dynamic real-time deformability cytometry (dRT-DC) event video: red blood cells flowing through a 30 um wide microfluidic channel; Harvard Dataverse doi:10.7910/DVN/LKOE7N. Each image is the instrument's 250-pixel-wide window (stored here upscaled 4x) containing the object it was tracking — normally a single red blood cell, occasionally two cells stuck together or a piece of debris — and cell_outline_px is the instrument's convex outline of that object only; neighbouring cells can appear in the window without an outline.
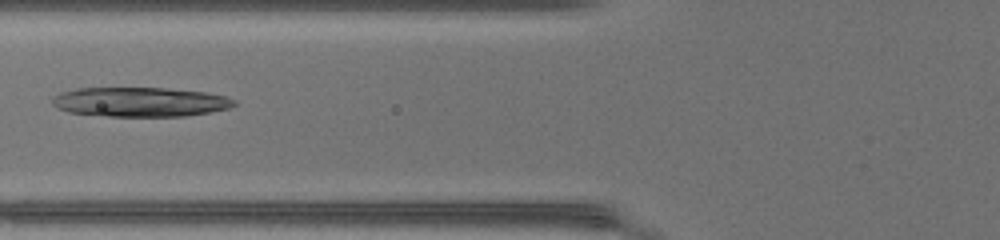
{"species": "common noctule bat (a hibernating species)", "species_latin": "Nyctalus noctula", "temperature_condition": "warm", "stored_images_in_passage": 48, "camera_frame_rate_fps": 3000, "um_per_image_px": 0.085, "animal": {"sex": "female", "body_mass_g": 17.0, "forearm_length_mm": 48.0}, "frame": {"image": 1, "passage_image": 20, "time_ms": 6.333, "image_size_px": [1000, 240], "cell_outline_px": [[236, 104], [228, 108], [208, 112], [184, 116], [108, 116], [68, 112], [56, 108], [52, 104], [52, 96], [60, 92], [76, 88], [164, 88], [204, 92], [224, 96], [236, 100]], "centroid_in_image_um": [11.84, 8.66], "position_along_channel_um": 114.0, "area_um2": 31.15}}
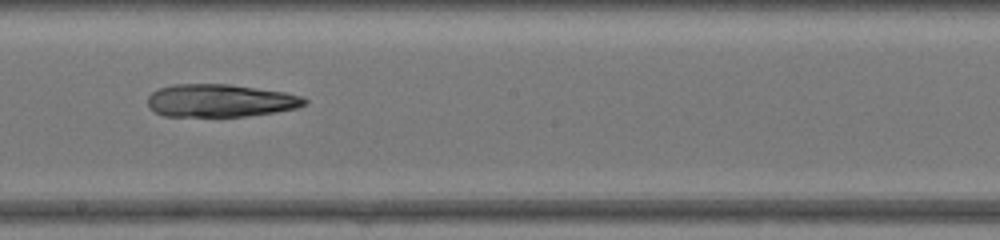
{"frame": {"image": 2, "passage_image": 28, "time_ms": 9.0, "image_size_px": [1000, 240], "cell_outline_px": [[308, 104], [296, 108], [276, 112], [244, 116], [164, 116], [148, 108], [148, 96], [152, 92], [160, 88], [172, 84], [228, 84], [284, 92], [300, 96], [308, 100]], "centroid_in_image_um": [18.71, 8.55], "position_along_channel_um": 229.5, "area_um2": 29.94}}
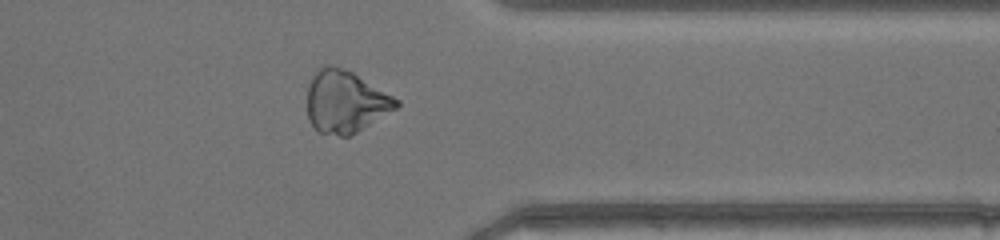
{"frame": {"image": 3, "passage_image": 39, "time_ms": 12.667, "image_size_px": [1000, 240], "cell_outline_px": [[400, 104], [396, 108], [352, 136], [340, 136], [320, 132], [308, 120], [308, 84], [312, 72], [324, 64], [332, 64], [352, 72], [400, 100]], "centroid_in_image_um": [29.34, 8.63], "position_along_channel_um": 382.1, "area_um2": 32.43}}